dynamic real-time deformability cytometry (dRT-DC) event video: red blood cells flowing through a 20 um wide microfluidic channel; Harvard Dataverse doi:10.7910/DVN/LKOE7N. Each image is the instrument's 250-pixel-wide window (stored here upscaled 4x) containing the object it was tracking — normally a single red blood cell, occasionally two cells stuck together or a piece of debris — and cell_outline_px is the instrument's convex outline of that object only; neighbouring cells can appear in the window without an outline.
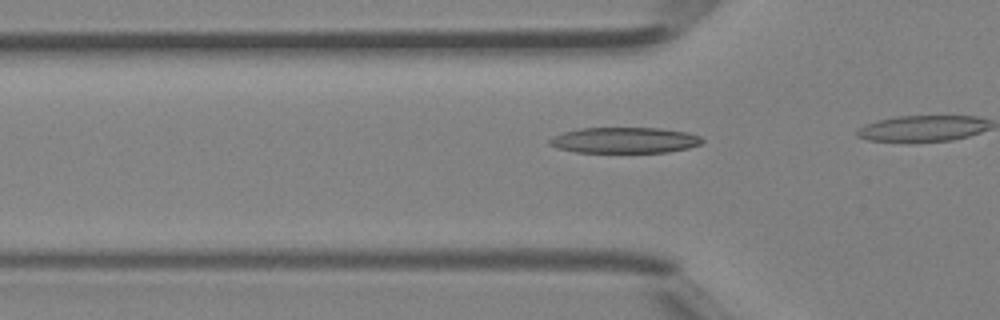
{"species": "Egyptian fruit bat (a non-hibernating species)", "species_latin": "Rousettus aegyptiacus", "temperature_condition": "room temperature", "stored_images_in_passage": 13, "camera_frame_rate_fps": 3000, "um_per_image_px": 0.085, "animal": {"sex": "female"}, "frame": {"image": 1, "passage_image": 11, "time_ms": 3.333, "image_size_px": [1000, 320], "cell_outline_px": [[704, 140], [700, 144], [688, 148], [668, 152], [576, 152], [556, 148], [548, 144], [548, 140], [552, 136], [564, 132], [580, 128], [660, 128], [688, 132], [700, 136]], "centroid_in_image_um": [53.07, 11.92], "position_along_channel_um": 72.7, "area_um2": 23.06}}